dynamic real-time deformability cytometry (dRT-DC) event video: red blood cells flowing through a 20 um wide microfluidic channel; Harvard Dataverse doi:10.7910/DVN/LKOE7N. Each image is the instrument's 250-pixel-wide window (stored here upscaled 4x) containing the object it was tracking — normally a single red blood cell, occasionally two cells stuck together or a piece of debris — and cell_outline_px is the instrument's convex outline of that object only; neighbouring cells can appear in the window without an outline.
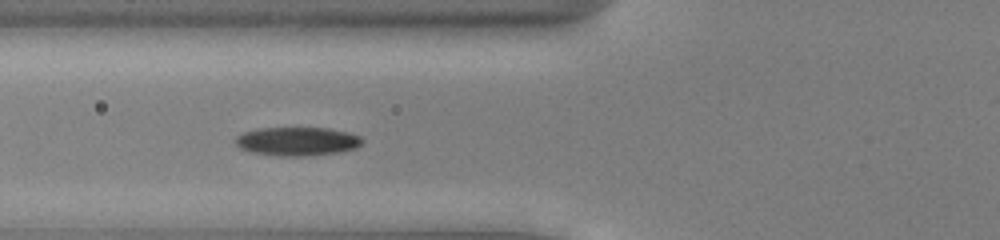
{"species": "common noctule bat (a hibernating species)", "species_latin": "Nyctalus noctula", "temperature_condition": "cold", "stored_images_in_passage": 37, "camera_frame_rate_fps": 3000, "um_per_image_px": 0.085, "animal": {"sex": "male", "body_mass_g": 13.0, "forearm_length_mm": 53.1}, "frame": {"image": 1, "passage_image": 6, "time_ms": 1.667, "image_size_px": [1000, 240], "cell_outline_px": [[364, 140], [356, 148], [336, 152], [300, 156], [284, 156], [252, 152], [240, 148], [236, 144], [236, 136], [244, 132], [256, 128], [328, 128], [348, 132], [360, 136]], "centroid_in_image_um": [25.26, 12.0], "position_along_channel_um": 100.5, "area_um2": 20.92}}
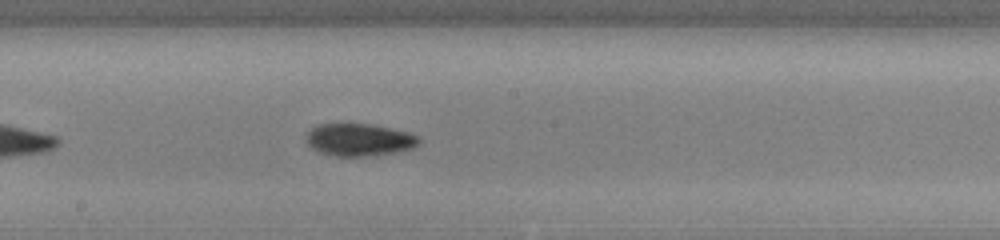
{"frame": {"image": 2, "passage_image": 15, "time_ms": 4.667, "image_size_px": [1000, 240], "cell_outline_px": [[420, 144], [412, 148], [396, 152], [364, 156], [336, 156], [320, 152], [312, 148], [308, 144], [308, 132], [316, 124], [372, 124], [408, 132], [420, 136]], "centroid_in_image_um": [30.57, 11.87], "position_along_channel_um": 217.6, "area_um2": 21.15}}
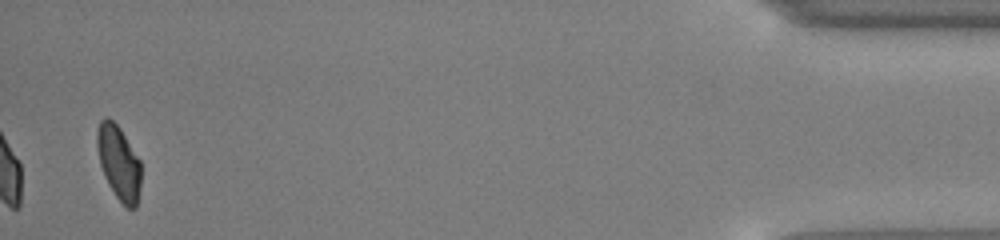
{"frame": {"image": 3, "passage_image": 37, "time_ms": 12.0, "image_size_px": [1000, 240], "cell_outline_px": [[140, 192], [136, 208], [128, 208], [116, 196], [108, 184], [104, 176], [100, 164], [96, 144], [96, 132], [100, 120], [104, 116], [108, 116], [120, 128], [140, 160]], "centroid_in_image_um": [10.08, 13.79], "position_along_channel_um": 425.1, "area_um2": 19.07}, "authors_computed_cell_mechanics": {"area_um2": 20.4612, "velocity_mm_per_s": 3.9018, "shape_relaxation_time_tau1_ms": 2.1542, "shape_relaxation_time_tau2_ms": 5.0037, "deformation_change_tau1": 0.088, "deformation_change_tau2": 0.0948}}